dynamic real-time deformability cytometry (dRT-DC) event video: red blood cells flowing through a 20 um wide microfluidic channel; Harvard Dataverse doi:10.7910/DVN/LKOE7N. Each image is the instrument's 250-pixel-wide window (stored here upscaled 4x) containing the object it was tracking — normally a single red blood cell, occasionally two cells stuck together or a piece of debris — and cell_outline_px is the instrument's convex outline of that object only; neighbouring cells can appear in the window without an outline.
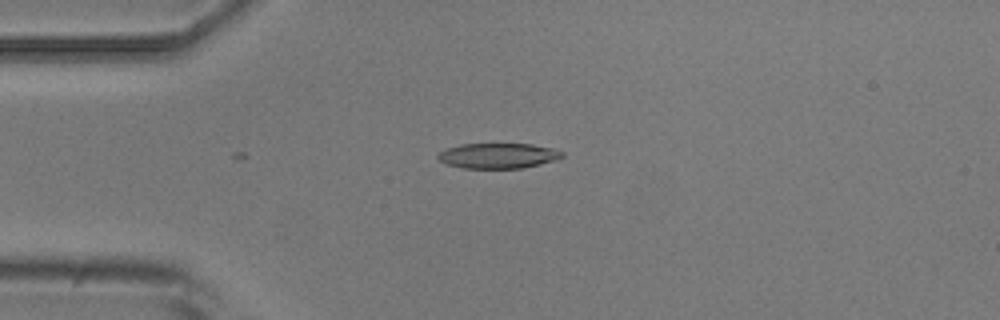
{"species": "common noctule bat (a hibernating species)", "species_latin": "Nyctalus noctula", "temperature_condition": "room temperature", "stored_images_in_passage": 5, "camera_frame_rate_fps": 3000, "um_per_image_px": 0.085, "animal": {"sex": "male", "body_mass_g": 20.5, "forearm_length_mm": 52.5}, "frame": {"image": 1, "passage_image": 3, "time_ms": 2.333, "image_size_px": [1000, 320], "cell_outline_px": [[564, 156], [556, 160], [524, 168], [464, 168], [448, 164], [440, 160], [436, 156], [440, 152], [448, 148], [460, 144], [532, 144], [552, 148], [564, 152]], "centroid_in_image_um": [42.38, 13.23], "position_along_channel_um": 42.6, "area_um2": 18.21}}